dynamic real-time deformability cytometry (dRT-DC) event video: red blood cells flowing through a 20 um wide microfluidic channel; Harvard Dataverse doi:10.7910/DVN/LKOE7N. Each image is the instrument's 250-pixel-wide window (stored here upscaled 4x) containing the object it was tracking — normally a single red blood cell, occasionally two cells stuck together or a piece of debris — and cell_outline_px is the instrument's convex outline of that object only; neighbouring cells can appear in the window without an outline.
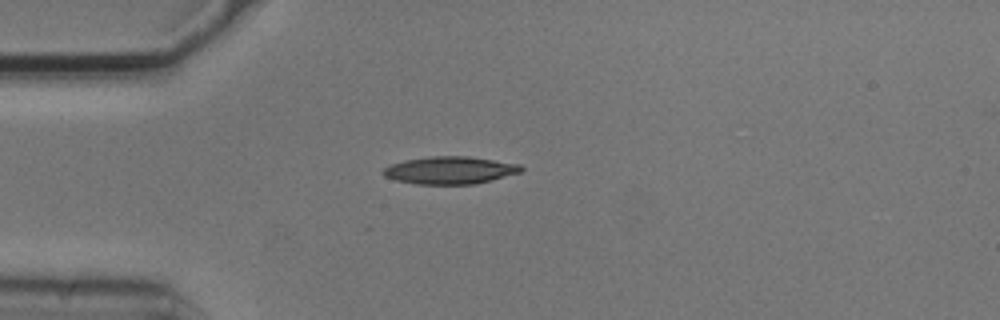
{"species": "common noctule bat (a hibernating species)", "species_latin": "Nyctalus noctula", "temperature_condition": "cold", "stored_images_in_passage": 1, "camera_frame_rate_fps": 3000, "um_per_image_px": 0.085, "animal": {"sex": "male", "body_mass_g": 20.5, "forearm_length_mm": 52.5}, "frame": {"image": 1, "passage_image": 1, "time_ms": 0.0, "image_size_px": [1000, 320], "cell_outline_px": [[524, 168], [520, 172], [492, 180], [476, 184], [416, 184], [396, 180], [384, 176], [380, 172], [384, 168], [392, 164], [404, 160], [432, 156], [468, 156], [520, 164]], "centroid_in_image_um": [38.24, 14.47], "position_along_channel_um": 46.8, "area_um2": 22.08}}